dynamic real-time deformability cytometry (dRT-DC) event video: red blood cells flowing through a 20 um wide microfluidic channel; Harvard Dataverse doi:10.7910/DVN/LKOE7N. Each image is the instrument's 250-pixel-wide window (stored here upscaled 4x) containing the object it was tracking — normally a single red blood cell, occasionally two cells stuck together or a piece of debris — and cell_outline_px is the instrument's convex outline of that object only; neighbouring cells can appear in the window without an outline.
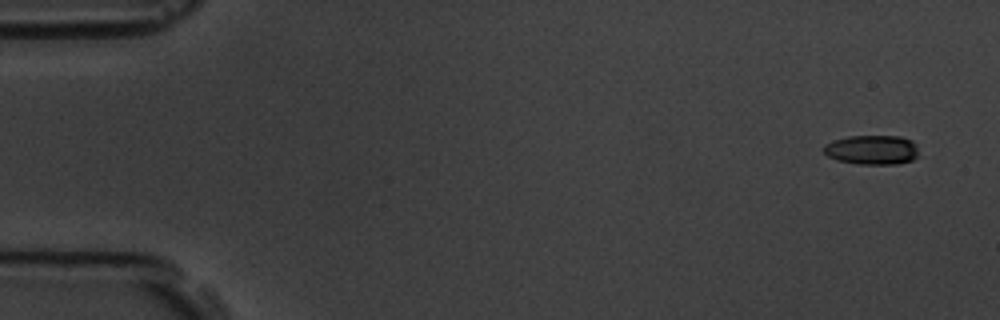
{"species": "common noctule bat (a hibernating species)", "species_latin": "Nyctalus noctula", "temperature_condition": "room temperature", "stored_images_in_passage": 5, "segment_of_instrument_passage": [1, 2], "camera_frame_rate_fps": 3000, "um_per_image_px": 0.085, "animal": {"sex": "male", "body_mass_g": 19.5, "forearm_length_mm": 54.6}, "frame": {"image": 1, "passage_image": 1, "time_ms": 0.0, "image_size_px": [1000, 320], "cell_outline_px": [[916, 156], [912, 160], [896, 164], [860, 164], [836, 160], [828, 156], [824, 152], [824, 144], [832, 140], [848, 136], [900, 136], [912, 140], [916, 144]], "centroid_in_image_um": [74.09, 12.73], "position_along_channel_um": 10.9, "area_um2": 16.3}}